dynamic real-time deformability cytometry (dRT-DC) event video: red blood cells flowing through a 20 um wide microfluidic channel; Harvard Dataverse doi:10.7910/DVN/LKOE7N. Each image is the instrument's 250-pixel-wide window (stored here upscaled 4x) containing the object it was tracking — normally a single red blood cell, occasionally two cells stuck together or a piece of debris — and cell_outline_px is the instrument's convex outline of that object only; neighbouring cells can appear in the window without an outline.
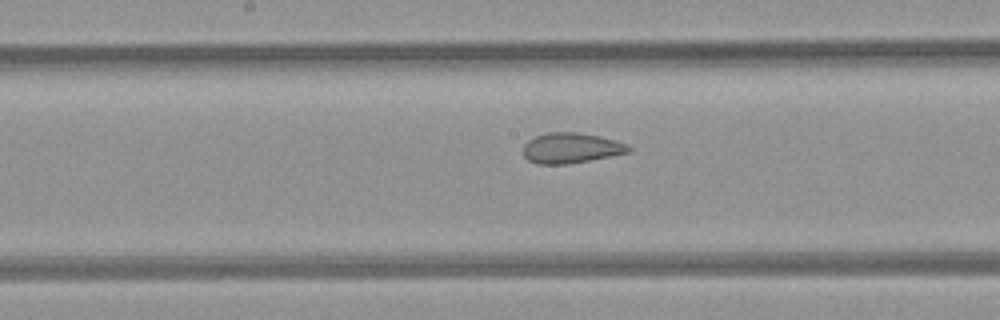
{"species": "common noctule bat (a hibernating species)", "species_latin": "Nyctalus noctula", "temperature_condition": "room temperature", "stored_images_in_passage": 8, "camera_frame_rate_fps": 3000, "um_per_image_px": 0.085, "animal": {"sex": "female", "body_mass_g": 21.9}, "frame": {"image": 1, "passage_image": 6, "time_ms": 6.667, "image_size_px": [1000, 320], "cell_outline_px": [[632, 148], [628, 152], [568, 164], [536, 164], [528, 160], [524, 156], [524, 144], [528, 140], [536, 136], [548, 132], [576, 132], [600, 136], [616, 140], [628, 144]], "centroid_in_image_um": [48.52, 12.57], "position_along_channel_um": 199.7, "area_um2": 18.55}}